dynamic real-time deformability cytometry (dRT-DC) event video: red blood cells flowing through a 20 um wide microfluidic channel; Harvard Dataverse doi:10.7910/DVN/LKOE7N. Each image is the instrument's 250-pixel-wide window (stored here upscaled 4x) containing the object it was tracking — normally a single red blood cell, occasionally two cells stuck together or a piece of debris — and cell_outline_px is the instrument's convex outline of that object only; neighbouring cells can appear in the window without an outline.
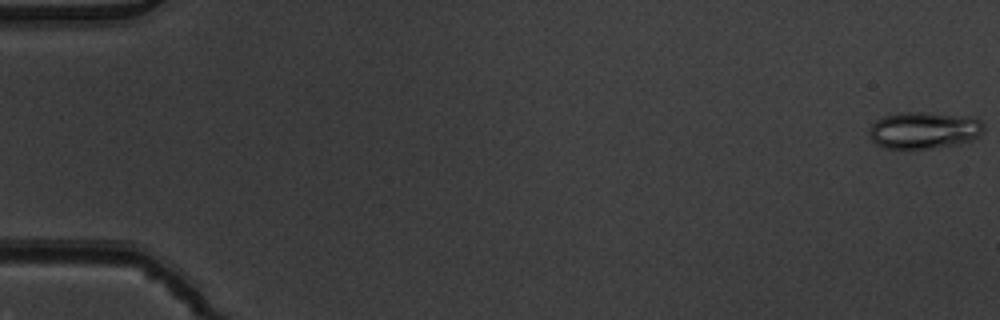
{"species": "common noctule bat (a hibernating species)", "species_latin": "Nyctalus noctula", "temperature_condition": "warm", "stored_images_in_passage": 7, "camera_frame_rate_fps": 3000, "um_per_image_px": 0.085, "animal": {"sex": "male", "body_mass_g": 19.5, "forearm_length_mm": 54.6}, "frame": {"image": 1, "passage_image": 1, "time_ms": 0.0, "image_size_px": [1000, 320], "cell_outline_px": [[984, 128], [980, 136], [972, 140], [956, 144], [936, 148], [884, 148], [876, 144], [868, 136], [868, 132], [872, 124], [876, 120], [884, 116], [896, 112], [924, 112], [972, 116], [980, 120], [984, 124]], "centroid_in_image_um": [78.54, 11.05], "position_along_channel_um": 6.5, "area_um2": 24.97}}